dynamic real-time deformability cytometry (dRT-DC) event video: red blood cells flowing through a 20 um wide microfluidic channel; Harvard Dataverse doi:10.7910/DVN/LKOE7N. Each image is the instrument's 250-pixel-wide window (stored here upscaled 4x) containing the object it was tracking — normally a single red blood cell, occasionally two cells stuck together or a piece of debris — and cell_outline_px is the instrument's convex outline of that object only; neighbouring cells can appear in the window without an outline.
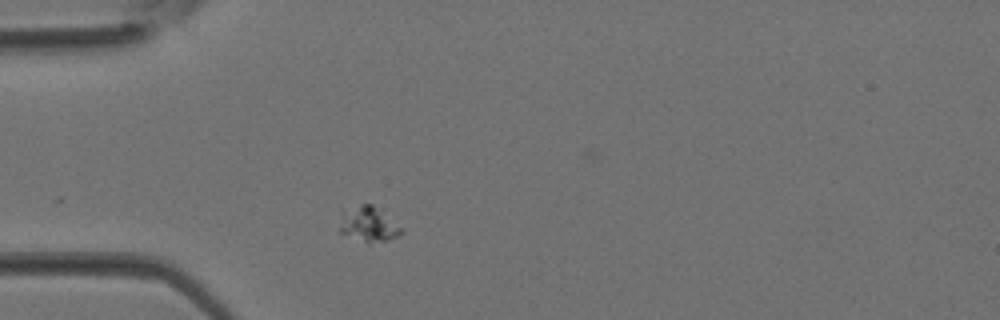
{"species": "Egyptian fruit bat (a non-hibernating species)", "species_latin": "Rousettus aegyptiacus", "temperature_condition": "room temperature", "stored_images_in_passage": 1, "camera_frame_rate_fps": 3000, "um_per_image_px": 0.085, "animal": {"sex": "female"}, "frame": {"image": 1, "passage_image": 1, "time_ms": 0.0, "image_size_px": [1000, 320], "cell_outline_px": [[400, 232], [396, 236], [388, 240], [368, 244], [340, 232], [340, 208], [360, 204], [372, 204], [400, 228]], "centroid_in_image_um": [31.19, 19.04], "position_along_channel_um": 53.8, "area_um2": 12.48}}